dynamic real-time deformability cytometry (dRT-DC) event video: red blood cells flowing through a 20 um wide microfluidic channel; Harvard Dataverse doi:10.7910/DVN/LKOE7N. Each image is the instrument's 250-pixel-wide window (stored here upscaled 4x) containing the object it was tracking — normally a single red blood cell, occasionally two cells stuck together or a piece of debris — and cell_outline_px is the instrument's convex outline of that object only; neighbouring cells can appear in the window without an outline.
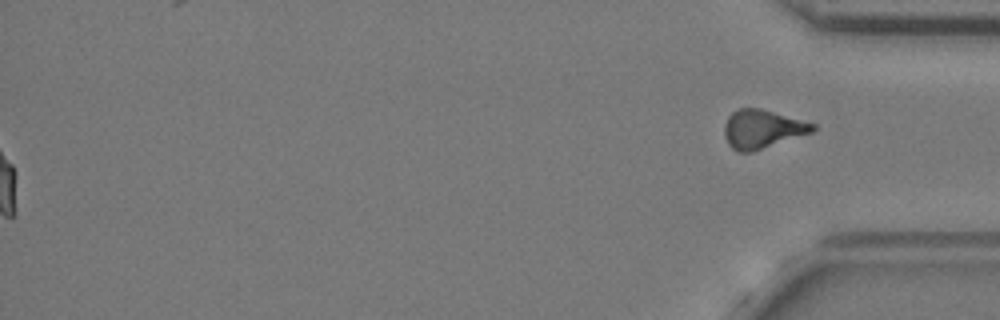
{"species": "common noctule bat (a hibernating species)", "species_latin": "Nyctalus noctula", "temperature_condition": "cold", "stored_images_in_passage": 58, "segment_of_instrument_passage": [2, 2], "camera_frame_rate_fps": 3000, "um_per_image_px": 0.085, "animal": {"sex": "female", "body_mass_g": 24.6, "forearm_length_mm": 56.2}, "frame": {"image": 1, "passage_image": 58, "time_ms": 19.0, "image_size_px": [1000, 320], "cell_outline_px": [[816, 128], [812, 132], [752, 152], [740, 152], [732, 148], [728, 144], [724, 136], [724, 124], [728, 116], [736, 108], [760, 108], [816, 124]], "centroid_in_image_um": [64.76, 10.96], "position_along_channel_um": 370.4, "area_um2": 19.83}}